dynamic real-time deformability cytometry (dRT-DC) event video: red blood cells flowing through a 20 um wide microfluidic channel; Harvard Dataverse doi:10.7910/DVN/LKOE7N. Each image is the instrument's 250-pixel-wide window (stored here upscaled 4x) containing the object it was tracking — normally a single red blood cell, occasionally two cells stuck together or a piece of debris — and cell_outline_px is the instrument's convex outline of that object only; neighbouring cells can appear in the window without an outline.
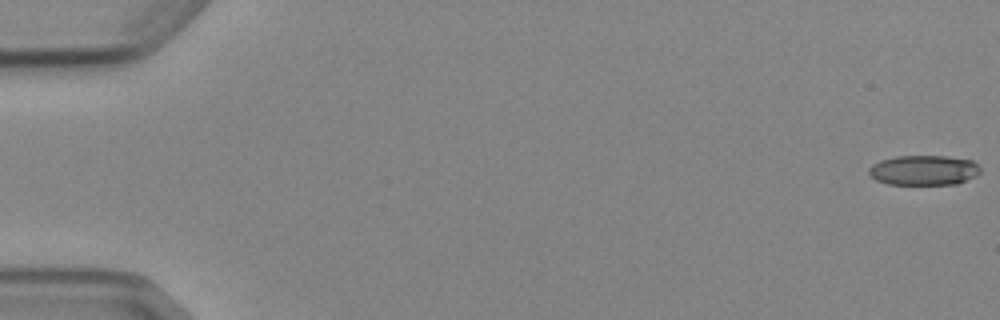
{"species": "Egyptian fruit bat (a non-hibernating species)", "species_latin": "Rousettus aegyptiacus", "temperature_condition": "cold", "stored_images_in_passage": 8, "camera_frame_rate_fps": 3000, "um_per_image_px": 0.085, "animal": {"sex": "female"}, "frame": {"image": 1, "passage_image": 1, "time_ms": 0.0, "image_size_px": [1000, 320], "cell_outline_px": [[980, 172], [976, 176], [956, 184], [888, 184], [876, 180], [868, 172], [868, 168], [872, 164], [880, 160], [896, 156], [944, 156], [972, 160], [980, 168]], "centroid_in_image_um": [78.5, 14.46], "position_along_channel_um": 6.5, "area_um2": 19.42}}
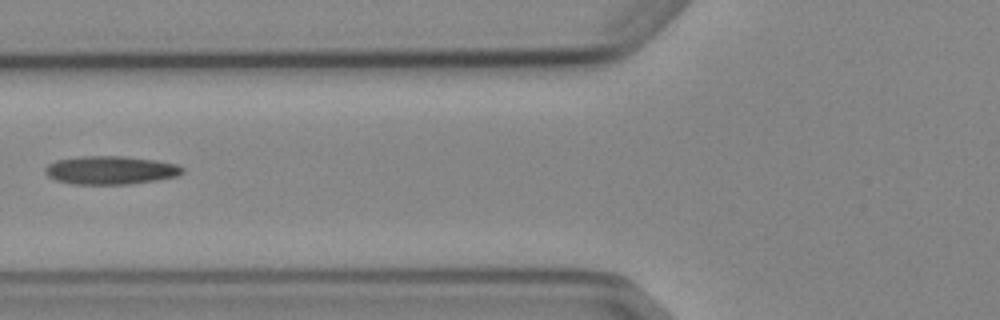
{"frame": {"image": 2, "passage_image": 7, "time_ms": 7.0, "image_size_px": [1000, 320], "cell_outline_px": [[184, 172], [176, 176], [156, 180], [128, 184], [72, 184], [56, 180], [48, 176], [44, 172], [44, 168], [48, 164], [56, 160], [84, 156], [124, 156], [156, 160], [176, 164], [184, 168]], "centroid_in_image_um": [9.38, 14.46], "position_along_channel_um": 116.4, "area_um2": 22.66}}
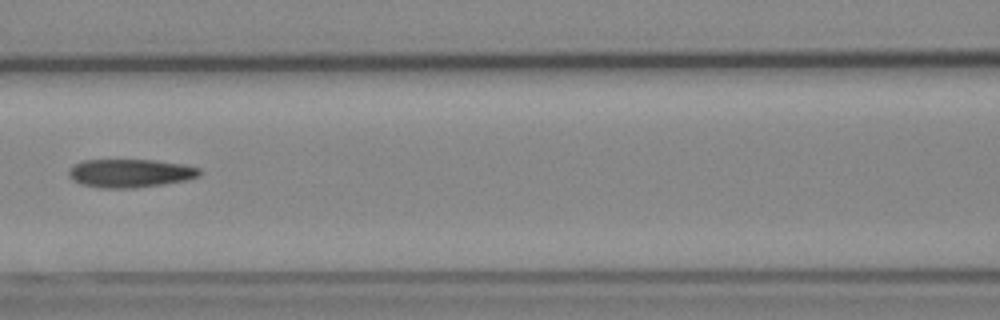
{"frame": {"image": 3, "passage_image": 8, "time_ms": 8.0, "image_size_px": [1000, 320], "cell_outline_px": [[200, 176], [188, 180], [164, 184], [136, 188], [100, 188], [80, 184], [72, 180], [68, 176], [68, 168], [72, 164], [84, 160], [156, 160], [184, 164], [200, 168]], "centroid_in_image_um": [11.04, 14.72], "position_along_channel_um": 155.6, "area_um2": 22.02}}